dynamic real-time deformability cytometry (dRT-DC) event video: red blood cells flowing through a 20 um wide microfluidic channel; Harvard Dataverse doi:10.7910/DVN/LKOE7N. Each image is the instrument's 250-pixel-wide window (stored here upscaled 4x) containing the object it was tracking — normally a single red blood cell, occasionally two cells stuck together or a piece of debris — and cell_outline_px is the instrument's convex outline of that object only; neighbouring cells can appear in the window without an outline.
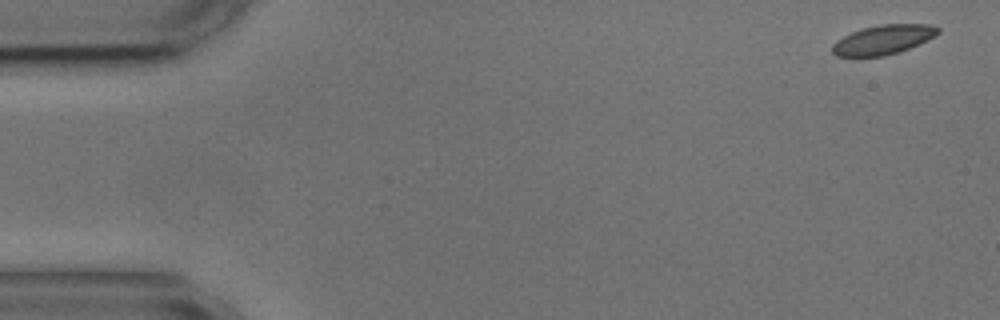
{"species": "common noctule bat (a hibernating species)", "species_latin": "Nyctalus noctula", "temperature_condition": "cold", "stored_images_in_passage": 5, "camera_frame_rate_fps": 3000, "um_per_image_px": 0.085, "animal": {"sex": "male", "body_mass_g": 17.9, "forearm_length_mm": 54.2}, "frame": {"image": 1, "passage_image": 1, "time_ms": 0.0, "image_size_px": [1000, 320], "cell_outline_px": [[940, 32], [908, 48], [884, 56], [836, 56], [832, 52], [832, 44], [836, 40], [852, 32], [864, 28], [880, 24], [932, 24], [940, 28]], "centroid_in_image_um": [75.03, 3.36], "position_along_channel_um": 10.0, "area_um2": 17.74}}
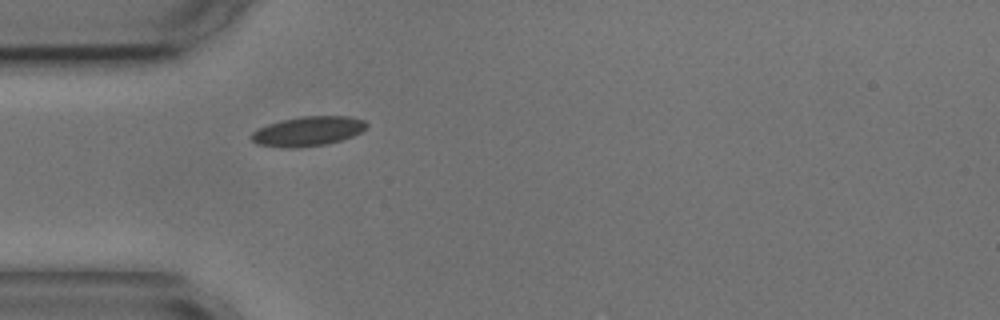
{"frame": {"image": 2, "passage_image": 5, "time_ms": 4.667, "image_size_px": [1000, 320], "cell_outline_px": [[368, 124], [360, 132], [352, 136], [340, 140], [324, 144], [296, 148], [280, 148], [256, 144], [248, 136], [256, 128], [268, 124], [300, 116], [352, 116], [364, 120]], "centroid_in_image_um": [26.11, 11.16], "position_along_channel_um": 58.9, "area_um2": 19.94}}